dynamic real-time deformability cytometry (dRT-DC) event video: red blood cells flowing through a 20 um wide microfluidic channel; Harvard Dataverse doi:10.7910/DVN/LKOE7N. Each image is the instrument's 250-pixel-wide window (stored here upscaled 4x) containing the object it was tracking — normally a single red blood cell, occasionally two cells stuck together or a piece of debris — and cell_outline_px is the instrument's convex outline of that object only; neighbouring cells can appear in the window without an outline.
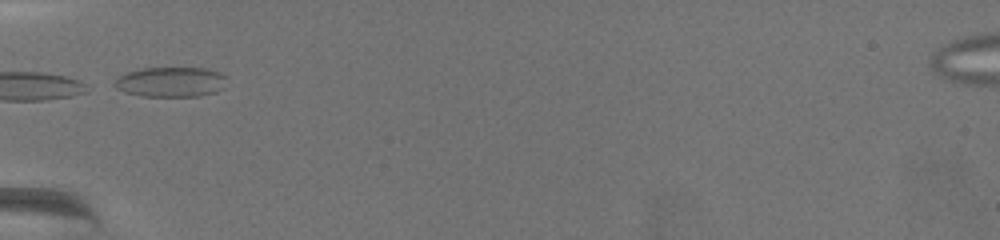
{"species": "common noctule bat (a hibernating species)", "species_latin": "Nyctalus noctula", "temperature_condition": "warm", "stored_images_in_passage": 8, "camera_frame_rate_fps": 3000, "um_per_image_px": 0.085, "animal": {"sex": "female", "body_mass_g": 19.5, "forearm_length_mm": 54.1}, "frame": {"image": 1, "passage_image": 1, "time_ms": 0.0, "image_size_px": [1000, 240], "cell_outline_px": [[224, 88], [216, 92], [200, 96], [144, 96], [124, 92], [116, 88], [116, 80], [120, 76], [128, 72], [144, 68], [204, 68], [220, 72], [224, 76]], "centroid_in_image_um": [14.55, 6.97], "position_along_channel_um": 70.5, "area_um2": 19.36}}
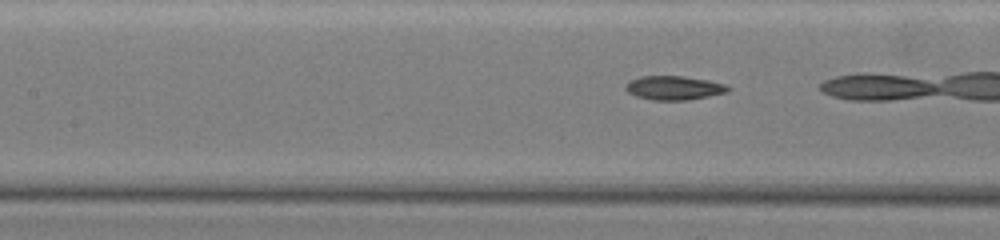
{"frame": {"image": 2, "passage_image": 5, "time_ms": 1.333, "image_size_px": [1000, 240], "cell_outline_px": [[732, 88], [728, 92], [688, 100], [652, 100], [636, 96], [628, 92], [624, 88], [632, 80], [640, 76], [680, 76], [708, 80], [724, 84]], "centroid_in_image_um": [57.31, 7.47], "position_along_channel_um": 150.1, "area_um2": 14.16}}